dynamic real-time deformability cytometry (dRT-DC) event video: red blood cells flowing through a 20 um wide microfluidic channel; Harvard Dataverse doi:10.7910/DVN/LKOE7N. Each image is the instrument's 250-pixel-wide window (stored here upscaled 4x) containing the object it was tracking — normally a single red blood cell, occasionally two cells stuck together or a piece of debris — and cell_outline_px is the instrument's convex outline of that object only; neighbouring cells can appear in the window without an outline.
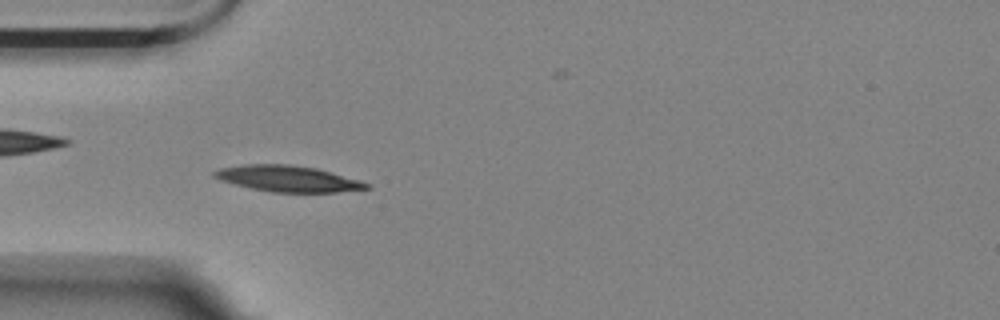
{"species": "Egyptian fruit bat (a non-hibernating species)", "species_latin": "Rousettus aegyptiacus", "temperature_condition": "room temperature", "stored_images_in_passage": 58, "camera_frame_rate_fps": 3000, "um_per_image_px": 0.085, "animal": {"sex": "female"}, "frame": {"image": 1, "passage_image": 17, "time_ms": 5.333, "image_size_px": [1000, 320], "cell_outline_px": [[372, 188], [336, 192], [272, 192], [252, 188], [220, 180], [212, 176], [212, 172], [220, 168], [244, 164], [288, 164], [316, 168], [360, 180], [372, 184]], "centroid_in_image_um": [24.49, 15.18], "position_along_channel_um": 60.5, "area_um2": 23.06}}
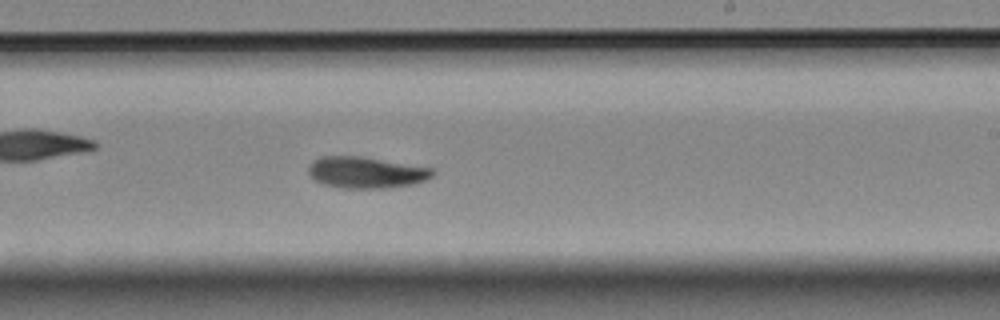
{"frame": {"image": 2, "passage_image": 34, "time_ms": 11.0, "image_size_px": [1000, 320], "cell_outline_px": [[436, 172], [432, 176], [424, 180], [412, 184], [388, 188], [340, 188], [324, 184], [316, 180], [308, 172], [308, 168], [312, 160], [320, 156], [360, 156], [432, 168]], "centroid_in_image_um": [31.1, 14.65], "position_along_channel_um": 257.9, "area_um2": 22.6}}
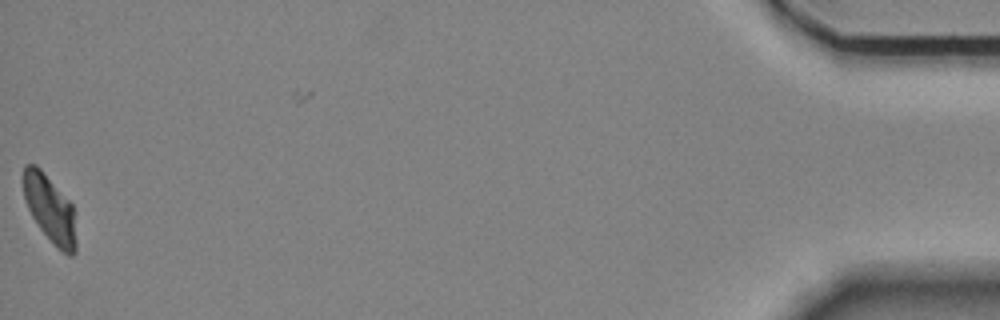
{"frame": {"image": 3, "passage_image": 57, "time_ms": 18.667, "image_size_px": [1000, 320], "cell_outline_px": [[76, 252], [72, 256], [68, 256], [56, 248], [40, 228], [32, 216], [28, 208], [24, 196], [24, 164], [36, 164], [40, 168], [72, 204], [76, 212]], "centroid_in_image_um": [4.29, 17.81], "position_along_channel_um": 430.9, "area_um2": 20.87}, "authors_computed_cell_mechanics": {"area_um2": 21.675, "velocity_mm_per_s": 3.5157, "shape_relaxation_time_tau1_ms": 10.8297, "shape_relaxation_time_tau2_ms": null, "deformation_change_tau1": 0.2169, "deformation_change_tau2": null}}